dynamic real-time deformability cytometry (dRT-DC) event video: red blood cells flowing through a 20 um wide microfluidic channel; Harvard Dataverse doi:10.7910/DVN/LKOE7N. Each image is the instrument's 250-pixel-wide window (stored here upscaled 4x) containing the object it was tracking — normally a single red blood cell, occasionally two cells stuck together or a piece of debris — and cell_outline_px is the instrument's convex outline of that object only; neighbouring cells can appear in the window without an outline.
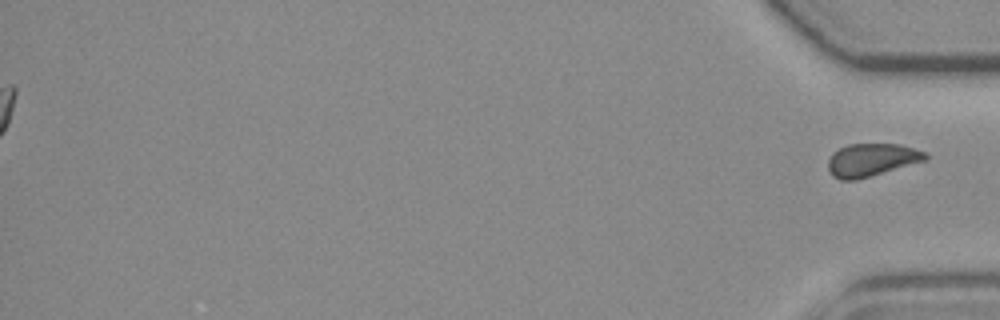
{"species": "common noctule bat (a hibernating species)", "species_latin": "Nyctalus noctula", "temperature_condition": "room temperature", "stored_images_in_passage": 38, "segment_of_instrument_passage": [2, 2], "camera_frame_rate_fps": 3000, "um_per_image_px": 0.085, "animal": {"sex": "female", "body_mass_g": 19.3, "forearm_length_mm": 54.1}, "frame": {"image": 1, "passage_image": 38, "time_ms": 12.333, "image_size_px": [1000, 320], "cell_outline_px": [[928, 156], [924, 160], [856, 180], [840, 180], [832, 176], [828, 168], [828, 160], [832, 152], [848, 144], [900, 144], [924, 152]], "centroid_in_image_um": [74.01, 13.59], "position_along_channel_um": 361.2, "area_um2": 18.32}}